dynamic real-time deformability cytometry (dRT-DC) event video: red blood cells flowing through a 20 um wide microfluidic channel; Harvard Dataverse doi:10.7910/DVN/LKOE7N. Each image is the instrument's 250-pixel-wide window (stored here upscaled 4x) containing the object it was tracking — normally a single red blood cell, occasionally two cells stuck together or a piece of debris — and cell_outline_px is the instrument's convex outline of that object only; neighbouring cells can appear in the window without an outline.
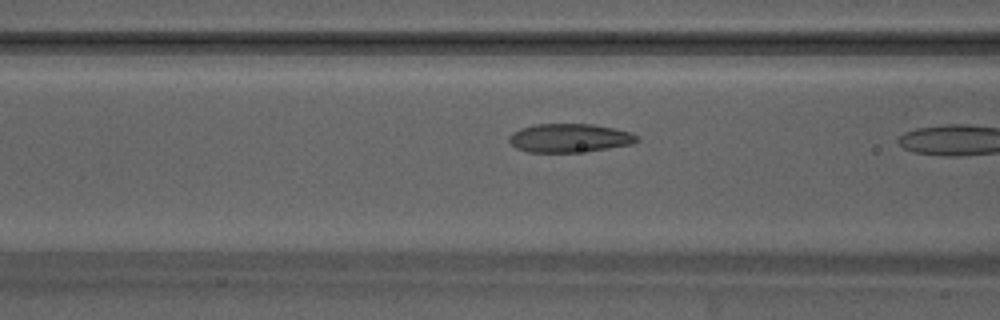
{"species": "Egyptian fruit bat (a non-hibernating species)", "species_latin": "Rousettus aegyptiacus", "temperature_condition": "warm", "stored_images_in_passage": 7, "camera_frame_rate_fps": 3000, "um_per_image_px": 0.085, "animal": {"sex": "male"}, "frame": {"image": 1, "passage_image": 6, "time_ms": 1.667, "image_size_px": [1000, 320], "cell_outline_px": [[640, 140], [632, 144], [608, 148], [576, 152], [528, 152], [516, 148], [508, 140], [508, 136], [512, 132], [520, 128], [536, 124], [592, 124], [632, 132], [640, 136]], "centroid_in_image_um": [48.41, 11.72], "position_along_channel_um": 118.2, "area_um2": 21.39}}